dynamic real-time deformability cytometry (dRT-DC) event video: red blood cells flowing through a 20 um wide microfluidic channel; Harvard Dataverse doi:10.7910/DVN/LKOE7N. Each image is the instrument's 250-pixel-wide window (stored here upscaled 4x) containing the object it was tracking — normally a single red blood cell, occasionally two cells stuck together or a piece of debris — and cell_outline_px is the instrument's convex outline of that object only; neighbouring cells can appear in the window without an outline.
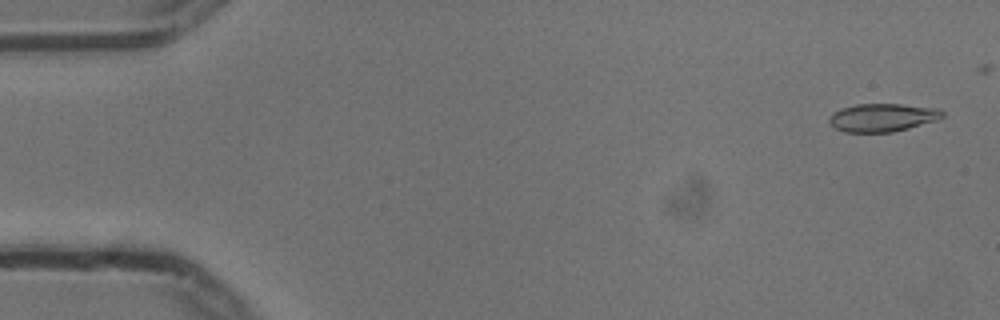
{"species": "common noctule bat (a hibernating species)", "species_latin": "Nyctalus noctula", "temperature_condition": "cold", "stored_images_in_passage": 12, "camera_frame_rate_fps": 3000, "um_per_image_px": 0.085, "animal": {"sex": "male", "body_mass_g": 13.3}, "frame": {"image": 1, "passage_image": 2, "time_ms": 0.333, "image_size_px": [1000, 320], "cell_outline_px": [[944, 116], [936, 120], [908, 128], [892, 132], [844, 132], [836, 128], [828, 120], [828, 116], [832, 112], [840, 108], [856, 104], [900, 104], [940, 108], [944, 112]], "centroid_in_image_um": [74.99, 9.98], "position_along_channel_um": 10.0, "area_um2": 18.61}}